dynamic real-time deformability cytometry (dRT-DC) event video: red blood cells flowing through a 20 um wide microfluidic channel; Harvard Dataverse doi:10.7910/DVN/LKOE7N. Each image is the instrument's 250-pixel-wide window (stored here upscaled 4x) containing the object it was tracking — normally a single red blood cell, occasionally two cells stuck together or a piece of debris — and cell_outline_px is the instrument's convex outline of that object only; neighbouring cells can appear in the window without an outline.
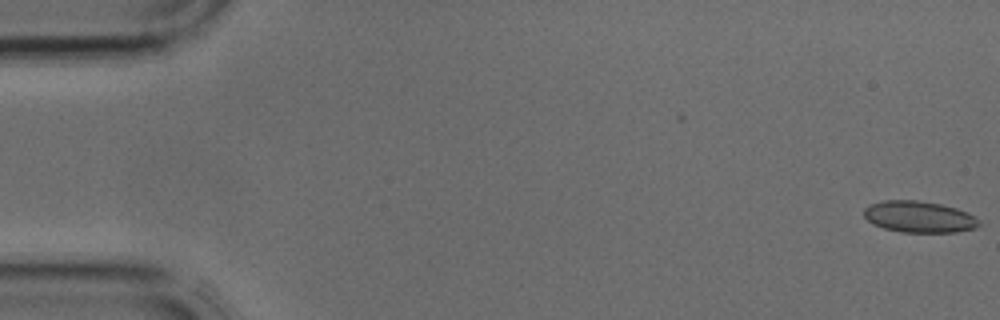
{"species": "common noctule bat (a hibernating species)", "species_latin": "Nyctalus noctula", "temperature_condition": "cold", "stored_images_in_passage": 4, "camera_frame_rate_fps": 3000, "um_per_image_px": 0.085, "animal": {"sex": "male", "body_mass_g": 17.9, "forearm_length_mm": 54.2}, "frame": {"image": 1, "passage_image": 1, "time_ms": 0.0, "image_size_px": [1000, 320], "cell_outline_px": [[980, 224], [976, 228], [956, 232], [900, 232], [884, 228], [872, 224], [864, 216], [864, 208], [868, 204], [884, 200], [916, 200], [940, 204], [956, 208], [968, 212], [976, 216], [980, 220]], "centroid_in_image_um": [78.13, 18.43], "position_along_channel_um": 6.9, "area_um2": 21.27}}
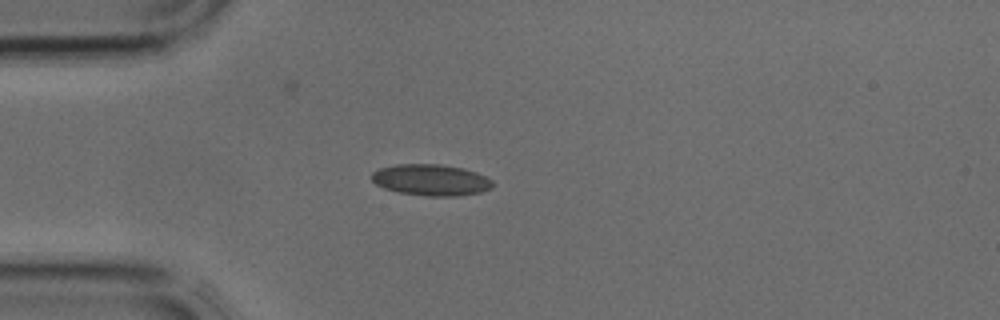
{"frame": {"image": 2, "passage_image": 4, "time_ms": 1.0, "image_size_px": [1000, 320], "cell_outline_px": [[496, 184], [492, 188], [480, 192], [456, 196], [428, 196], [400, 192], [384, 188], [376, 184], [372, 180], [372, 172], [380, 168], [396, 164], [440, 164], [464, 168], [476, 172], [492, 180]], "centroid_in_image_um": [36.66, 15.29], "position_along_channel_um": 48.3, "area_um2": 22.08}}